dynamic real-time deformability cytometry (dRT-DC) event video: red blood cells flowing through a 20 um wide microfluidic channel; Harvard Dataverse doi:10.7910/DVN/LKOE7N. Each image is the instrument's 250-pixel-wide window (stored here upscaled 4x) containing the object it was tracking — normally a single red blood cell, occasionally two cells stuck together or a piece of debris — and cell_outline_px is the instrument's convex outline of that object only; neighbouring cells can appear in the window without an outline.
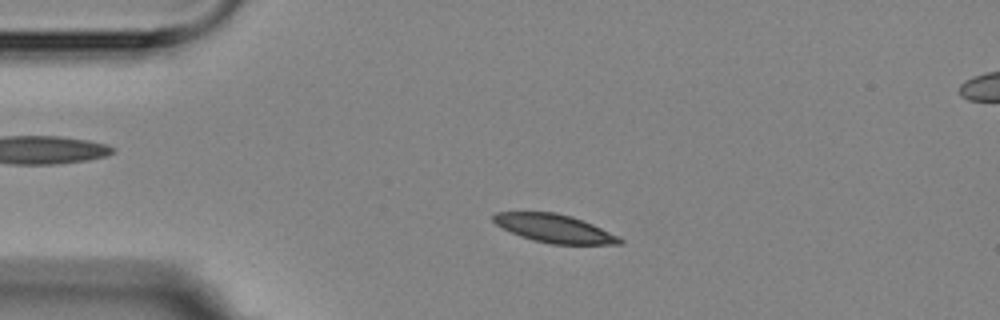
{"species": "Egyptian fruit bat (a non-hibernating species)", "species_latin": "Rousettus aegyptiacus", "temperature_condition": "room temperature", "stored_images_in_passage": 4, "camera_frame_rate_fps": 3000, "um_per_image_px": 0.085, "animal": {"sex": "female"}, "frame": {"image": 1, "passage_image": 2, "time_ms": 1.333, "image_size_px": [1000, 320], "cell_outline_px": [[624, 244], [552, 244], [532, 240], [520, 236], [496, 224], [492, 220], [492, 216], [496, 212], [556, 212], [572, 216], [584, 220], [620, 236], [624, 240]], "centroid_in_image_um": [47.17, 19.42], "position_along_channel_um": 37.8, "area_um2": 20.92}}